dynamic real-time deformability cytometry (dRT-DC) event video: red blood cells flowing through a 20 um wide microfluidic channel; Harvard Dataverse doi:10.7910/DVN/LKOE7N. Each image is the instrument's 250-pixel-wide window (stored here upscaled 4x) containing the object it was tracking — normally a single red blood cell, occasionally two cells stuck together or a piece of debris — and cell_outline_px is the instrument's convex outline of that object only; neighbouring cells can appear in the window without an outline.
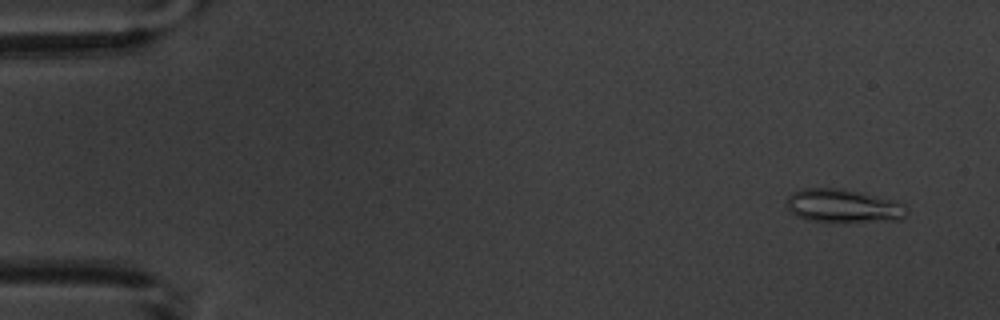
{"species": "common noctule bat (a hibernating species)", "species_latin": "Nyctalus noctula", "temperature_condition": "warm", "stored_images_in_passage": 5, "camera_frame_rate_fps": 3000, "um_per_image_px": 0.085, "animal": {"sex": "male", "body_mass_g": 20.1, "forearm_length_mm": 53.5}, "frame": {"image": 1, "passage_image": 1, "time_ms": 0.0, "image_size_px": [1000, 320], "cell_outline_px": [[908, 212], [900, 220], [844, 224], [832, 224], [808, 220], [796, 216], [788, 208], [784, 200], [792, 192], [800, 188], [844, 188], [892, 200], [904, 204], [908, 208]], "centroid_in_image_um": [71.65, 17.54], "position_along_channel_um": 13.3, "area_um2": 24.45}}